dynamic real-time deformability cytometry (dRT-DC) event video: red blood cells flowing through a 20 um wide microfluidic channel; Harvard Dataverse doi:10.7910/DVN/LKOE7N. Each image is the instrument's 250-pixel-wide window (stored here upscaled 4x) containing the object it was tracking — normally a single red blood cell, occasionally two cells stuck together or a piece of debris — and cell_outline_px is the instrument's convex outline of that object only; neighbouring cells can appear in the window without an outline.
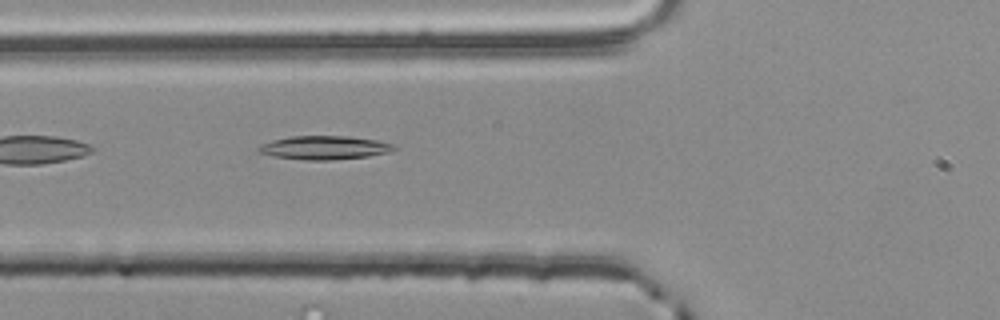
{"species": "common noctule bat (a hibernating species)", "species_latin": "Nyctalus noctula", "temperature_condition": "room temperature", "stored_images_in_passage": 13, "camera_frame_rate_fps": 3000, "um_per_image_px": 0.085, "animal": {"sex": "male", "body_mass_g": 20.4}, "frame": {"image": 1, "passage_image": 3, "time_ms": 0.667, "image_size_px": [1000, 320], "cell_outline_px": [[396, 148], [388, 152], [368, 156], [332, 160], [308, 160], [272, 156], [260, 152], [256, 148], [260, 144], [272, 140], [288, 136], [348, 136], [376, 140], [396, 144]], "centroid_in_image_um": [27.56, 12.54], "position_along_channel_um": 98.2, "area_um2": 18.67}}
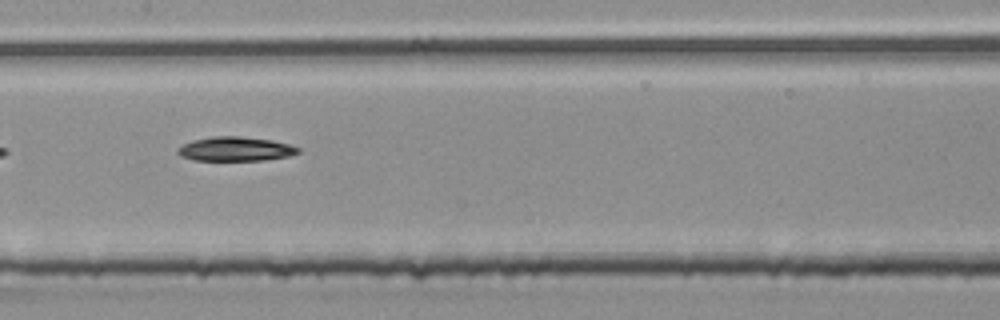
{"frame": {"image": 2, "passage_image": 10, "time_ms": 3.0, "image_size_px": [1000, 320], "cell_outline_px": [[300, 152], [288, 156], [264, 160], [192, 160], [180, 156], [176, 152], [176, 148], [192, 140], [212, 136], [240, 136], [272, 140], [288, 144], [300, 148]], "centroid_in_image_um": [19.98, 12.66], "position_along_channel_um": 187.4, "area_um2": 17.05}}